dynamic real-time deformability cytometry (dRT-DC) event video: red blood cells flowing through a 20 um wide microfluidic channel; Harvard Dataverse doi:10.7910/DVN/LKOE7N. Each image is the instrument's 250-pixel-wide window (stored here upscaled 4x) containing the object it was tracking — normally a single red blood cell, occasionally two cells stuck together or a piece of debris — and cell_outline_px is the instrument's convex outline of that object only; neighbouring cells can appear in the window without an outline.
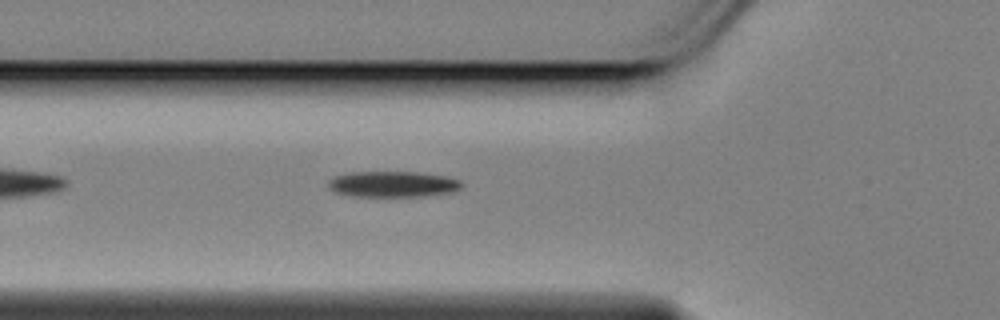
{"species": "Egyptian fruit bat (a non-hibernating species)", "species_latin": "Rousettus aegyptiacus", "temperature_condition": "cold", "stored_images_in_passage": 30, "camera_frame_rate_fps": 3000, "um_per_image_px": 0.085, "animal": {"sex": "female"}, "frame": {"image": 1, "passage_image": 6, "time_ms": 1.667, "image_size_px": [1000, 320], "cell_outline_px": [[464, 184], [460, 188], [452, 192], [420, 196], [348, 196], [336, 192], [328, 188], [328, 180], [336, 176], [348, 172], [416, 172], [444, 176], [460, 180]], "centroid_in_image_um": [33.36, 15.65], "position_along_channel_um": 92.4, "area_um2": 20.06}}
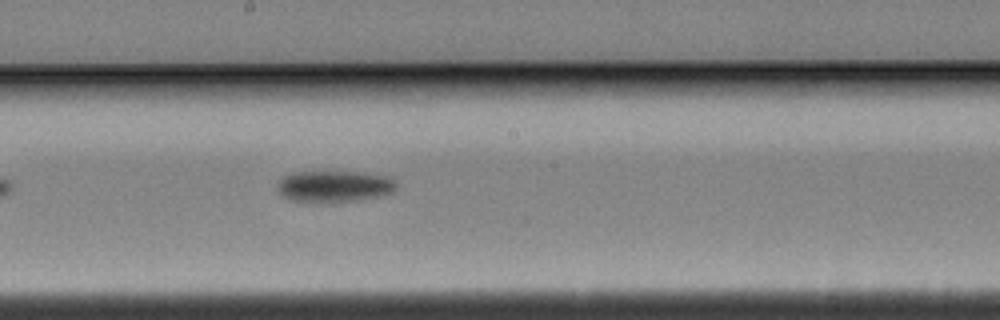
{"frame": {"image": 2, "passage_image": 17, "time_ms": 5.333, "image_size_px": [1000, 320], "cell_outline_px": [[396, 188], [392, 192], [384, 196], [360, 200], [332, 204], [324, 204], [292, 200], [280, 196], [276, 184], [284, 176], [292, 172], [364, 172], [388, 176], [396, 180]], "centroid_in_image_um": [28.42, 15.87], "position_along_channel_um": 219.8, "area_um2": 22.66}}
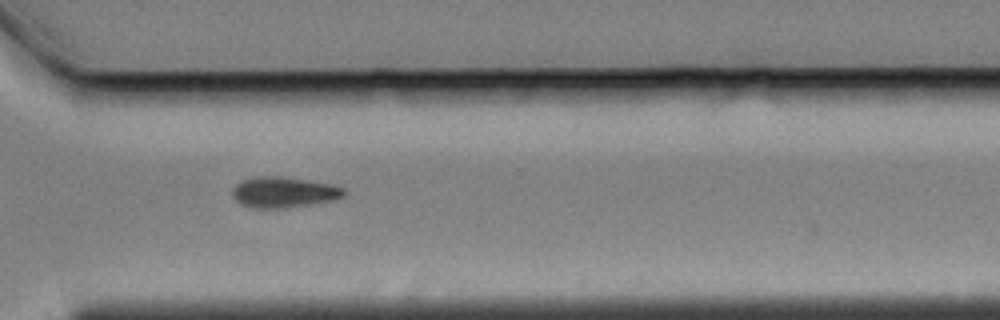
{"frame": {"image": 3, "passage_image": 28, "time_ms": 9.0, "image_size_px": [1000, 320], "cell_outline_px": [[348, 192], [344, 196], [332, 200], [284, 208], [252, 208], [240, 204], [232, 196], [232, 188], [240, 180], [256, 176], [280, 176], [332, 184], [344, 188]], "centroid_in_image_um": [24.08, 16.33], "position_along_channel_um": 346.5, "area_um2": 20.06}, "authors_computed_cell_mechanics": {"area_um2": 20.9525, "velocity_mm_per_s": 3.4549, "shape_relaxation_time_tau1_ms": 2.0881, "shape_relaxation_time_tau2_ms": null, "deformation_change_tau1": 0.1201, "deformation_change_tau2": null}}